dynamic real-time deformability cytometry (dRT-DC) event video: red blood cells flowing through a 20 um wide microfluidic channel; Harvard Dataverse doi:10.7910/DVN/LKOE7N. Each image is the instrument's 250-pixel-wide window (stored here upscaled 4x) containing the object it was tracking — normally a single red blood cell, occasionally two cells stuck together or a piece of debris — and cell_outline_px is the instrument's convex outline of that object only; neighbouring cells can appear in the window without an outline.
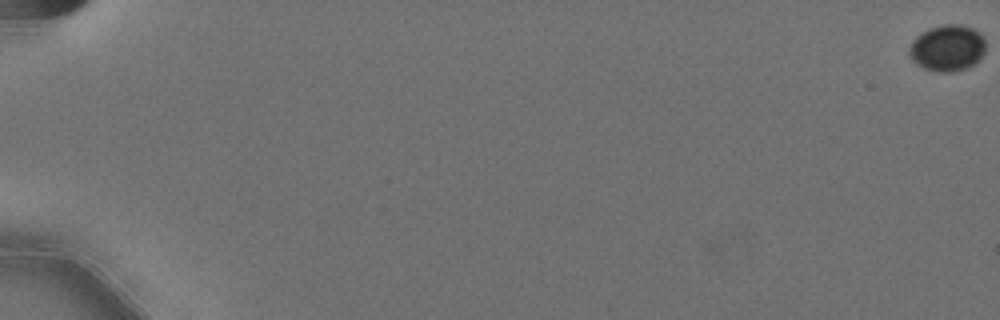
{"species": "Egyptian fruit bat (a non-hibernating species)", "species_latin": "Rousettus aegyptiacus", "temperature_condition": "cold", "stored_images_in_passage": 61, "camera_frame_rate_fps": 3000, "um_per_image_px": 0.085, "animal": {"sex": "female"}, "frame": {"image": 1, "passage_image": 1, "time_ms": 0.0, "image_size_px": [1000, 320], "cell_outline_px": [[984, 52], [972, 64], [964, 68], [948, 72], [940, 72], [924, 68], [916, 64], [908, 56], [908, 48], [912, 40], [916, 36], [932, 28], [944, 24], [960, 24], [972, 28], [980, 32], [984, 36]], "centroid_in_image_um": [80.49, 4.06], "position_along_channel_um": 4.5, "area_um2": 20.4}}
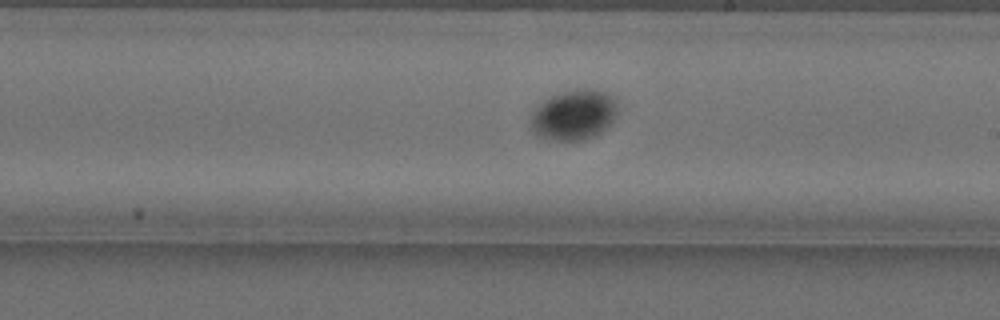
{"frame": {"image": 2, "passage_image": 38, "time_ms": 12.333, "image_size_px": [1000, 320], "cell_outline_px": [[620, 104], [612, 120], [600, 132], [592, 136], [580, 140], [548, 140], [536, 136], [532, 132], [528, 120], [532, 112], [544, 100], [552, 96], [564, 92], [608, 92]], "centroid_in_image_um": [48.71, 9.82], "position_along_channel_um": 240.3, "area_um2": 24.85}}
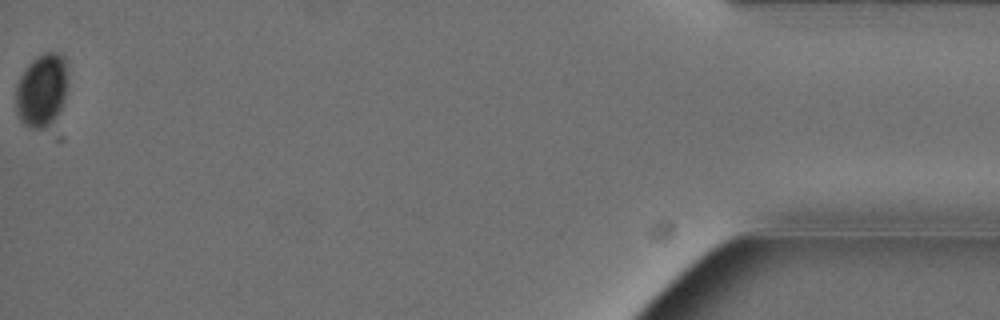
{"frame": {"image": 3, "passage_image": 61, "time_ms": 20.0, "image_size_px": [1000, 320], "cell_outline_px": [[68, 80], [64, 100], [56, 116], [48, 128], [32, 128], [24, 124], [16, 112], [16, 88], [20, 76], [24, 68], [32, 60], [44, 52], [56, 52], [64, 56]], "centroid_in_image_um": [3.55, 7.65], "position_along_channel_um": 431.7, "area_um2": 22.2}}